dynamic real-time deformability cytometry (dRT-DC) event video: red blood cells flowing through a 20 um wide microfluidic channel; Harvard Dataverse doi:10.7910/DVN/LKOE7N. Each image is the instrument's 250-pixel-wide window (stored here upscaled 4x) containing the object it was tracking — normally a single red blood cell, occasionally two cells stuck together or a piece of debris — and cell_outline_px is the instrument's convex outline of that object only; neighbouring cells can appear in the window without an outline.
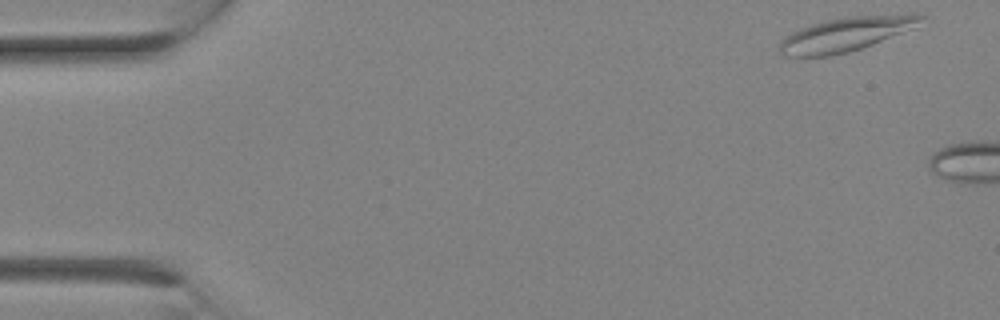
{"species": "Egyptian fruit bat (a non-hibernating species)", "species_latin": "Rousettus aegyptiacus", "temperature_condition": "room temperature", "stored_images_in_passage": 3, "camera_frame_rate_fps": 3000, "um_per_image_px": 0.085, "animal": {"sex": "female"}, "frame": {"image": 1, "passage_image": 1, "time_ms": 0.0, "image_size_px": [1000, 320], "cell_outline_px": [[928, 16], [920, 28], [848, 52], [832, 56], [784, 56], [776, 48], [792, 32], [800, 28], [812, 24], [844, 16], [908, 12], [920, 12]], "centroid_in_image_um": [72.13, 2.85], "position_along_channel_um": 12.9, "area_um2": 29.19}}